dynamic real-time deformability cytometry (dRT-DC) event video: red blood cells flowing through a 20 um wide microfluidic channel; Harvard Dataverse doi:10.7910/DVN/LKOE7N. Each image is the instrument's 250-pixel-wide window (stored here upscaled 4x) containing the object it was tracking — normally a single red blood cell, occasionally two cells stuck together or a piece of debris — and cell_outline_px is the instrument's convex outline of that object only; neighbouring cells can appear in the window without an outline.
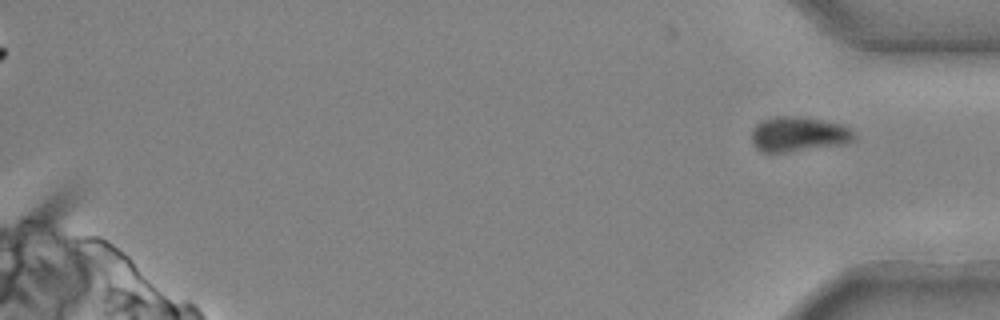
{"species": "common noctule bat (a hibernating species)", "species_latin": "Nyctalus noctula", "temperature_condition": "cold", "stored_images_in_passage": 27, "segment_of_instrument_passage": [2, 2], "camera_frame_rate_fps": 3000, "um_per_image_px": 0.085, "animal": {"sex": "male", "body_mass_g": 20.4}, "frame": {"image": 1, "passage_image": 27, "time_ms": 8.667, "image_size_px": [1000, 320], "cell_outline_px": [[856, 136], [848, 144], [784, 152], [764, 152], [756, 148], [752, 144], [752, 132], [756, 124], [764, 120], [776, 116], [784, 116], [824, 120], [844, 124]], "centroid_in_image_um": [67.89, 11.42], "position_along_channel_um": 367.3, "area_um2": 20.69}}